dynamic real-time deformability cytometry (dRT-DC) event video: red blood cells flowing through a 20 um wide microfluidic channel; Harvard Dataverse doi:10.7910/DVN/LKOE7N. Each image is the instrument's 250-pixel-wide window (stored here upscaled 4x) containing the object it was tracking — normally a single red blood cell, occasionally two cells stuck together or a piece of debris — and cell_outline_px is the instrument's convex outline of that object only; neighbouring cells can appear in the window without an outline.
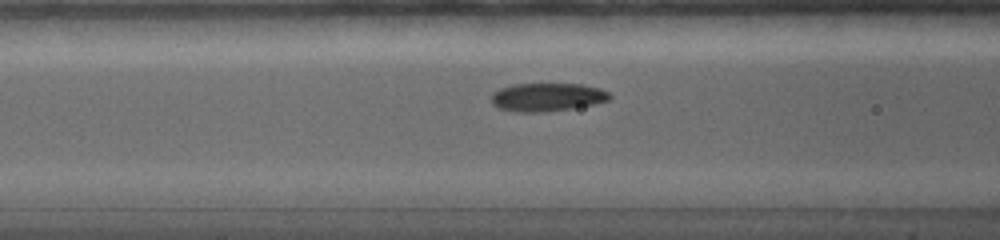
{"species": "common noctule bat (a hibernating species)", "species_latin": "Nyctalus noctula", "temperature_condition": "warm", "stored_images_in_passage": 23, "camera_frame_rate_fps": 5000, "um_per_image_px": 0.085, "animal": {"sex": "female", "body_mass_g": 19.0, "forearm_length_mm": 56.7}, "frame": {"image": 1, "passage_image": 17, "time_ms": 5.0, "image_size_px": [1000, 240], "cell_outline_px": [[612, 96], [608, 100], [592, 104], [572, 108], [544, 112], [516, 112], [500, 108], [492, 104], [492, 96], [500, 88], [516, 84], [580, 84], [600, 88], [608, 92]], "centroid_in_image_um": [46.52, 8.25], "position_along_channel_um": 120.1, "area_um2": 19.25}}
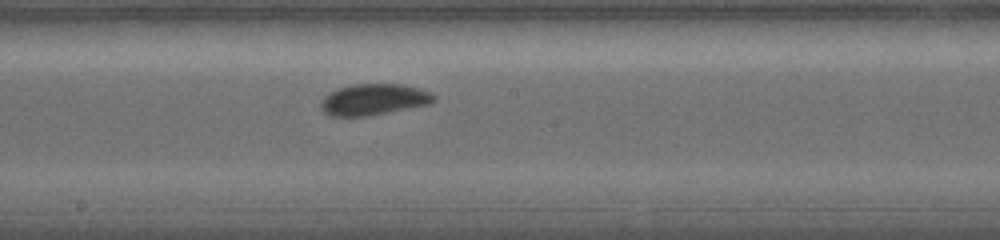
{"frame": {"image": 2, "passage_image": 23, "time_ms": 7.6, "image_size_px": [1000, 240], "cell_outline_px": [[436, 100], [432, 104], [368, 116], [328, 116], [324, 112], [320, 104], [332, 92], [340, 88], [352, 84], [400, 84], [416, 88], [428, 92], [436, 96]], "centroid_in_image_um": [31.82, 8.47], "position_along_channel_um": 216.4, "area_um2": 20.29}}